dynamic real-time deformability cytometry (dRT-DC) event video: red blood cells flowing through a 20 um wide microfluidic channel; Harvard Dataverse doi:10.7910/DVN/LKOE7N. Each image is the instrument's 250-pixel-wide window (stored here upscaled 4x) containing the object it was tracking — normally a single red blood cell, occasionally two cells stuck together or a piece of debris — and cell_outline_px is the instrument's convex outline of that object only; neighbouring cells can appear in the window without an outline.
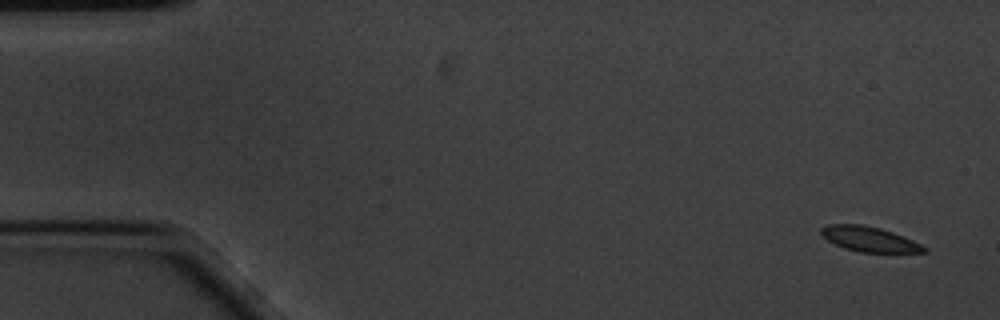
{"species": "common noctule bat (a hibernating species)", "species_latin": "Nyctalus noctula", "temperature_condition": "cold", "stored_images_in_passage": 6, "segment_of_instrument_passage": [1, 2], "camera_frame_rate_fps": 3000, "um_per_image_px": 0.085, "animal": {"sex": "male", "body_mass_g": 20.1, "forearm_length_mm": 53.5}, "frame": {"image": 1, "passage_image": 1, "time_ms": 0.0, "image_size_px": [1000, 320], "cell_outline_px": [[928, 252], [860, 252], [844, 248], [820, 236], [820, 228], [828, 224], [860, 224], [880, 228], [892, 232], [912, 240], [928, 248]], "centroid_in_image_um": [73.86, 20.32], "position_along_channel_um": 11.1, "area_um2": 14.91}}